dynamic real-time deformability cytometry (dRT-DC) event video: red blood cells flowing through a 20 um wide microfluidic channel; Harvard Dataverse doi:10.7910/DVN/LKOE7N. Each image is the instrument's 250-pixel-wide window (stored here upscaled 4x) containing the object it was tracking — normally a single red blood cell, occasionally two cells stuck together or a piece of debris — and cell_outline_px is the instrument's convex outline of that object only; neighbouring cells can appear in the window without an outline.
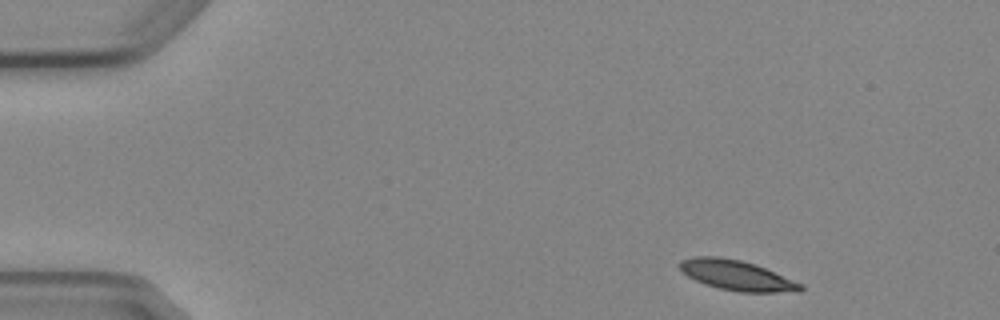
{"species": "Egyptian fruit bat (a non-hibernating species)", "species_latin": "Rousettus aegyptiacus", "temperature_condition": "cold", "stored_images_in_passage": 6, "camera_frame_rate_fps": 3000, "um_per_image_px": 0.085, "animal": {"sex": "female"}, "frame": {"image": 1, "passage_image": 1, "time_ms": 0.0, "image_size_px": [1000, 320], "cell_outline_px": [[804, 288], [800, 292], [740, 292], [720, 288], [704, 284], [688, 276], [680, 268], [680, 260], [692, 256], [720, 256], [740, 260], [756, 264], [804, 284]], "centroid_in_image_um": [62.66, 23.4], "position_along_channel_um": 22.3, "area_um2": 21.27}}
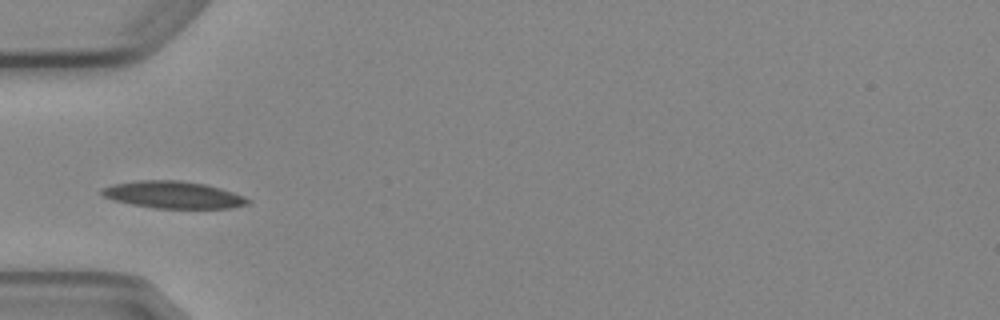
{"frame": {"image": 2, "passage_image": 4, "time_ms": 3.667, "image_size_px": [1000, 320], "cell_outline_px": [[252, 200], [248, 204], [232, 208], [152, 208], [112, 200], [104, 196], [100, 192], [100, 188], [112, 184], [136, 180], [180, 180], [204, 184], [220, 188], [244, 196]], "centroid_in_image_um": [14.7, 16.55], "position_along_channel_um": 70.3, "area_um2": 23.18}}
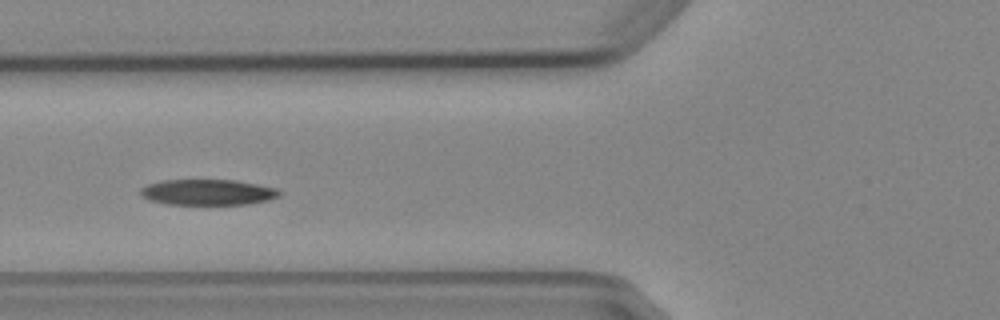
{"frame": {"image": 3, "passage_image": 5, "time_ms": 4.667, "image_size_px": [1000, 320], "cell_outline_px": [[280, 196], [268, 200], [248, 204], [168, 204], [148, 200], [140, 196], [140, 188], [148, 184], [160, 180], [236, 180], [276, 188], [280, 192]], "centroid_in_image_um": [17.62, 16.34], "position_along_channel_um": 108.2, "area_um2": 20.87}}